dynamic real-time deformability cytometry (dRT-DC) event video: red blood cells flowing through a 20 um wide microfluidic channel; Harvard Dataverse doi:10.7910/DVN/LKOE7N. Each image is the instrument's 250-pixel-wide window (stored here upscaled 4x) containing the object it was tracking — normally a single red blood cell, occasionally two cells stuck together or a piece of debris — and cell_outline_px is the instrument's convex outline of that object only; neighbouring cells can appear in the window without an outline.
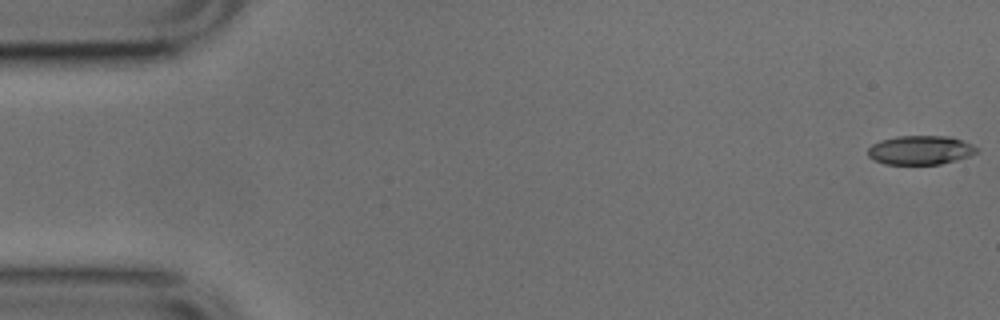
{"species": "common noctule bat (a hibernating species)", "species_latin": "Nyctalus noctula", "temperature_condition": "cold", "stored_images_in_passage": 52, "camera_frame_rate_fps": 3000, "um_per_image_px": 0.085, "animal": {"sex": "male", "body_mass_g": 17.9, "forearm_length_mm": 54.2}, "frame": {"image": 1, "passage_image": 1, "time_ms": 0.0, "image_size_px": [1000, 320], "cell_outline_px": [[980, 148], [976, 152], [968, 156], [956, 160], [940, 164], [884, 164], [868, 156], [868, 148], [872, 144], [880, 140], [896, 136], [952, 136], [972, 144]], "centroid_in_image_um": [78.24, 12.75], "position_along_channel_um": 6.8, "area_um2": 18.44}}
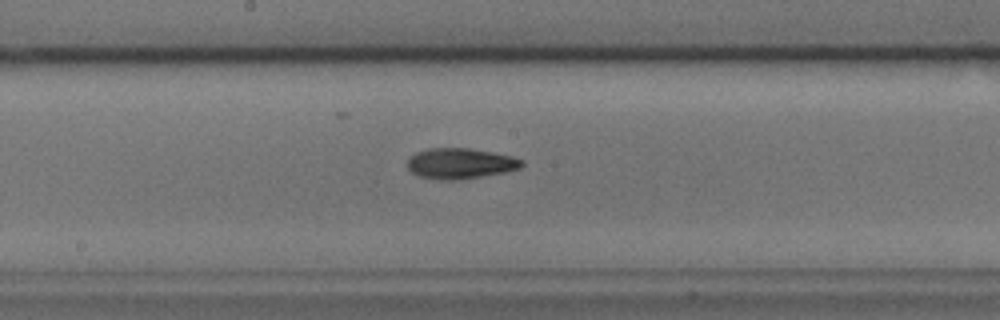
{"frame": {"image": 2, "passage_image": 27, "time_ms": 8.667, "image_size_px": [1000, 320], "cell_outline_px": [[524, 164], [520, 168], [504, 172], [456, 180], [444, 180], [420, 176], [412, 172], [408, 168], [408, 160], [416, 152], [428, 148], [468, 148], [492, 152], [512, 156], [524, 160]], "centroid_in_image_um": [39.14, 13.88], "position_along_channel_um": 209.1, "area_um2": 20.17}}
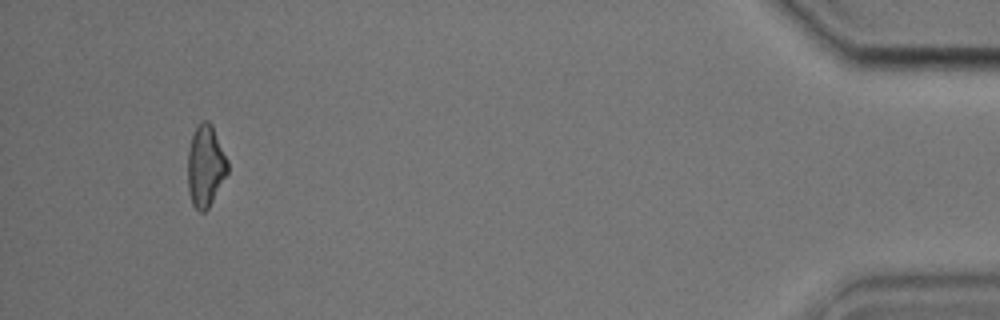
{"frame": {"image": 3, "passage_image": 49, "time_ms": 16.0, "image_size_px": [1000, 320], "cell_outline_px": [[228, 172], [208, 208], [204, 212], [200, 212], [192, 204], [188, 192], [188, 152], [192, 136], [200, 120], [208, 120], [212, 124], [228, 160]], "centroid_in_image_um": [17.47, 14.09], "position_along_channel_um": 417.7, "area_um2": 18.96}, "authors_computed_cell_mechanics": {"area_um2": 19.2763, "velocity_mm_per_s": 3.841, "shape_relaxation_time_tau1_ms": 4.7792, "shape_relaxation_time_tau2_ms": 7.0828, "deformation_change_tau1": 0.1318, "deformation_change_tau2": 0.1668}}